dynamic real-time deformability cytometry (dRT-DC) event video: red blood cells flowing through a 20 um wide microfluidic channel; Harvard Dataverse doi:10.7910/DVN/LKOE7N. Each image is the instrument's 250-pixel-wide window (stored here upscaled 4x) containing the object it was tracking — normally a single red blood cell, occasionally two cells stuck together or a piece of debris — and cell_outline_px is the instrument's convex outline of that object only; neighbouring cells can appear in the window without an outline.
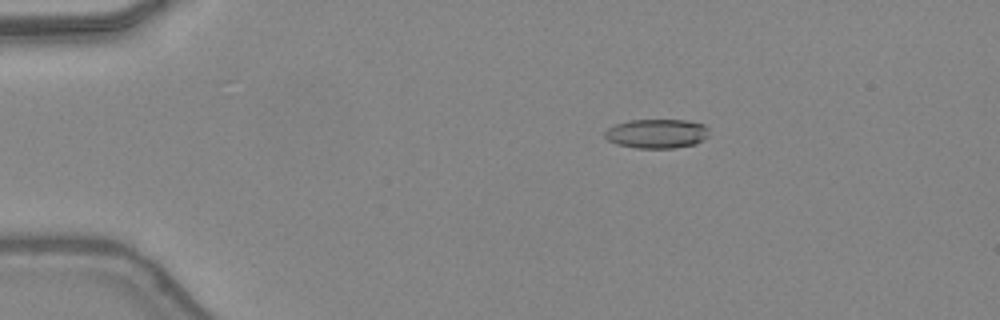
{"species": "common noctule bat (a hibernating species)", "species_latin": "Nyctalus noctula", "temperature_condition": "warm", "stored_images_in_passage": 48, "camera_frame_rate_fps": 3000, "um_per_image_px": 0.085, "animal": {"sex": "female", "body_mass_g": 24.6, "forearm_length_mm": 56.2}, "frame": {"image": 1, "passage_image": 10, "time_ms": 3.0, "image_size_px": [1000, 320], "cell_outline_px": [[708, 136], [704, 140], [696, 144], [672, 148], [636, 148], [616, 144], [608, 140], [604, 136], [604, 132], [608, 128], [616, 124], [628, 120], [688, 120], [704, 124], [708, 128]], "centroid_in_image_um": [55.84, 11.35], "position_along_channel_um": 29.2, "area_um2": 17.92}}
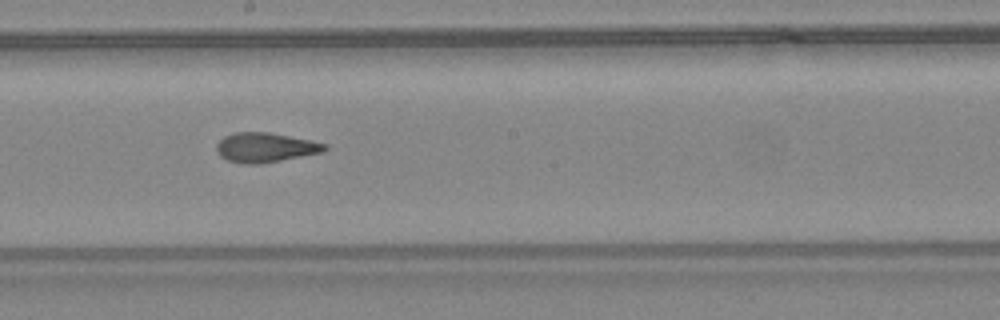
{"frame": {"image": 2, "passage_image": 28, "time_ms": 9.0, "image_size_px": [1000, 320], "cell_outline_px": [[328, 148], [324, 152], [260, 164], [244, 164], [228, 160], [220, 156], [216, 152], [216, 144], [224, 136], [236, 132], [268, 132], [328, 144]], "centroid_in_image_um": [22.54, 12.54], "position_along_channel_um": 225.7, "area_um2": 18.61}}
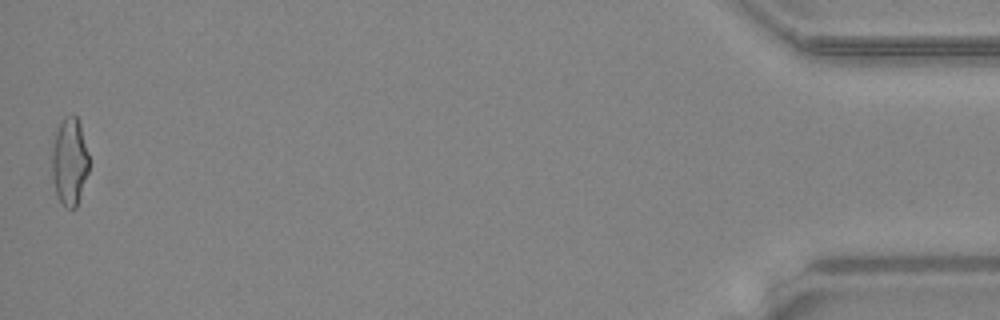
{"frame": {"image": 3, "passage_image": 48, "time_ms": 15.667, "image_size_px": [1000, 320], "cell_outline_px": [[88, 172], [76, 208], [64, 208], [56, 196], [52, 180], [52, 152], [56, 132], [60, 120], [64, 116], [72, 112], [76, 116], [80, 124], [88, 152]], "centroid_in_image_um": [5.9, 13.72], "position_along_channel_um": 429.3, "area_um2": 19.13}, "authors_computed_cell_mechanics": {"area_um2": 18.5538, "velocity_mm_per_s": 4.4374, "shape_relaxation_time_tau1_ms": null, "shape_relaxation_time_tau2_ms": 1.8459, "deformation_change_tau1": null, "deformation_change_tau2": 0.1099}}